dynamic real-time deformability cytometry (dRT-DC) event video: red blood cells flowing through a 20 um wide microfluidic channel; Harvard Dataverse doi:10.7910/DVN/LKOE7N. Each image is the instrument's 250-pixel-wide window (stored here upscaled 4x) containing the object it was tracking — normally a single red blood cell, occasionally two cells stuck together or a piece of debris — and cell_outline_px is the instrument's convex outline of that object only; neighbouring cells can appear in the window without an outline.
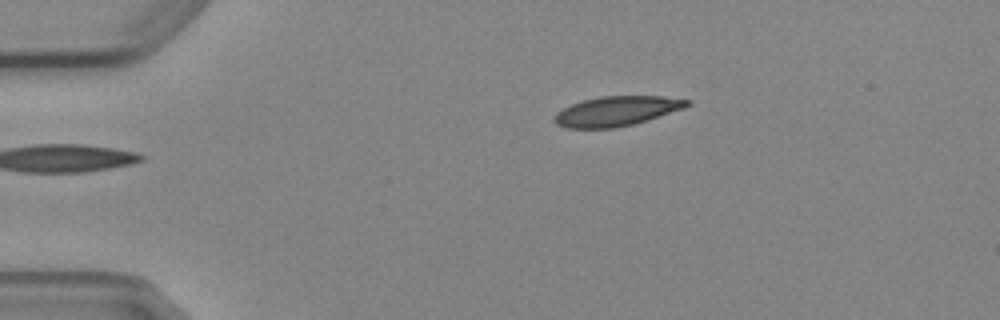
{"species": "Egyptian fruit bat (a non-hibernating species)", "species_latin": "Rousettus aegyptiacus", "temperature_condition": "cold", "stored_images_in_passage": 3, "camera_frame_rate_fps": 3000, "um_per_image_px": 0.085, "animal": {"sex": "female"}, "frame": {"image": 1, "passage_image": 1, "time_ms": 0.0, "image_size_px": [1000, 320], "cell_outline_px": [[692, 104], [684, 108], [648, 120], [616, 128], [568, 128], [556, 124], [552, 120], [556, 112], [572, 104], [584, 100], [600, 96], [660, 96], [688, 100]], "centroid_in_image_um": [52.39, 9.45], "position_along_channel_um": 32.6, "area_um2": 22.89}}
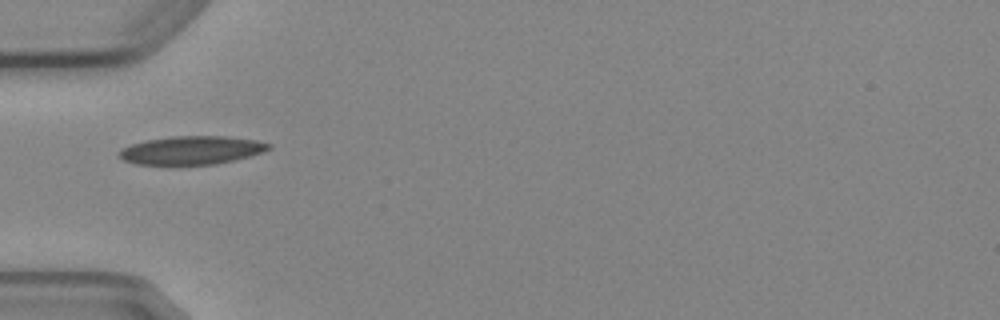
{"frame": {"image": 2, "passage_image": 3, "time_ms": 2.333, "image_size_px": [1000, 320], "cell_outline_px": [[272, 148], [264, 152], [216, 164], [136, 164], [124, 160], [116, 152], [120, 148], [144, 140], [172, 136], [228, 136], [256, 140], [272, 144]], "centroid_in_image_um": [16.28, 12.75], "position_along_channel_um": 68.7, "area_um2": 24.74}}